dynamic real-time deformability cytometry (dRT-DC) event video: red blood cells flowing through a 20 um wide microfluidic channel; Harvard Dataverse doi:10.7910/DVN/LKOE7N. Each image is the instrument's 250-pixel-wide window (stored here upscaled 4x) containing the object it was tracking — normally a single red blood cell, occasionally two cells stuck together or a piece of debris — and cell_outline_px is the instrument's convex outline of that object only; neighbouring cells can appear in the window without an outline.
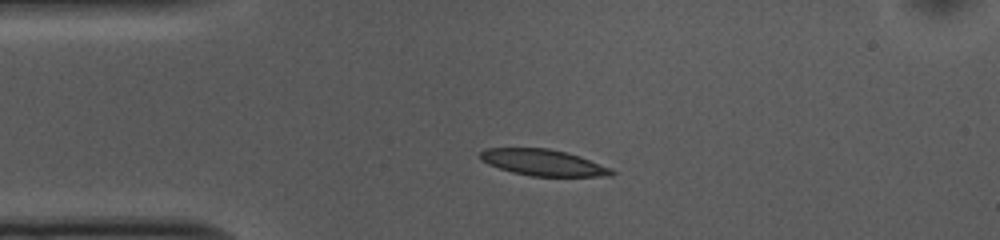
{"species": "common noctule bat (a hibernating species)", "species_latin": "Nyctalus noctula", "temperature_condition": "cold", "stored_images_in_passage": 43, "camera_frame_rate_fps": 3000, "um_per_image_px": 0.085, "animal": {"sex": "female", "body_mass_g": 10.0, "forearm_length_mm": 53.1}, "frame": {"image": 1, "passage_image": 1, "time_ms": 0.0, "image_size_px": [1000, 240], "cell_outline_px": [[616, 172], [612, 176], [528, 176], [512, 172], [488, 164], [480, 160], [480, 152], [484, 148], [548, 148], [568, 152], [580, 156], [612, 168]], "centroid_in_image_um": [46.19, 13.81], "position_along_channel_um": 38.8, "area_um2": 20.29}}
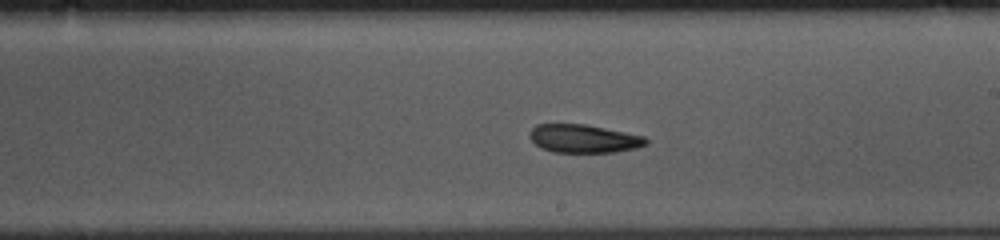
{"frame": {"image": 2, "passage_image": 19, "time_ms": 6.0, "image_size_px": [1000, 240], "cell_outline_px": [[648, 144], [636, 148], [616, 152], [552, 152], [540, 148], [528, 136], [528, 132], [536, 124], [584, 124], [644, 136], [648, 140]], "centroid_in_image_um": [49.59, 11.79], "position_along_channel_um": 239.4, "area_um2": 19.19}}
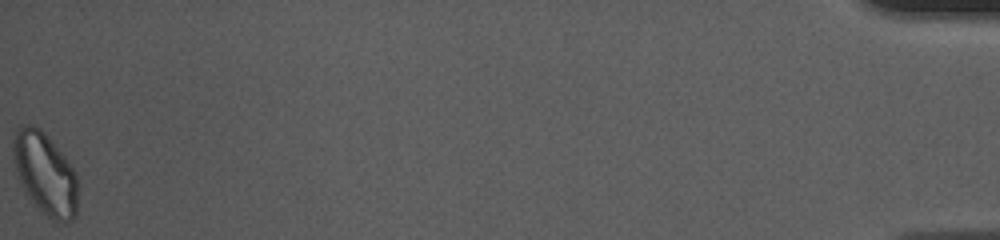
{"frame": {"image": 3, "passage_image": 43, "time_ms": 14.0, "image_size_px": [1000, 240], "cell_outline_px": [[80, 184], [76, 216], [72, 220], [64, 224], [60, 224], [52, 220], [24, 192], [20, 184], [12, 160], [12, 140], [20, 124], [32, 124], [40, 128], [44, 132], [64, 156], [76, 172]], "centroid_in_image_um": [3.86, 14.77], "position_along_channel_um": 431.3, "area_um2": 31.67}, "authors_computed_cell_mechanics": {"area_um2": 20.7502, "velocity_mm_per_s": 3.6933, "shape_relaxation_time_tau1_ms": 2.7019, "shape_relaxation_time_tau2_ms": 4.0007, "deformation_change_tau1": 0.1014, "deformation_change_tau2": 0.1062}}